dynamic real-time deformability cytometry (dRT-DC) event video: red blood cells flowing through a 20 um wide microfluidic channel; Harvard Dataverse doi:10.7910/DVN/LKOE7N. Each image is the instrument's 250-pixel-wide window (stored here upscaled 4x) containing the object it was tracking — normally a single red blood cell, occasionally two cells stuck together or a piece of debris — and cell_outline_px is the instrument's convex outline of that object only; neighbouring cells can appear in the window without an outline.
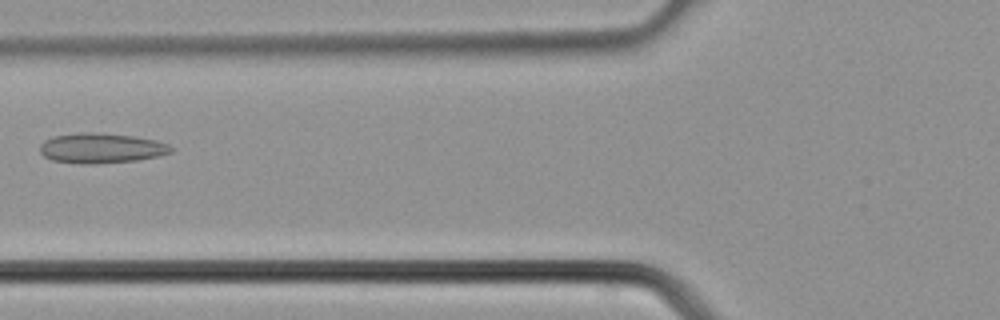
{"species": "common noctule bat (a hibernating species)", "species_latin": "Nyctalus noctula", "temperature_condition": "cold", "stored_images_in_passage": 33, "camera_frame_rate_fps": 3000, "um_per_image_px": 0.085, "animal": {"sex": "male", "body_mass_g": 21.5, "forearm_length_mm": 52.0}, "frame": {"image": 1, "passage_image": 10, "time_ms": 3.0, "image_size_px": [1000, 320], "cell_outline_px": [[176, 148], [172, 152], [156, 156], [136, 160], [92, 164], [80, 164], [52, 160], [44, 156], [40, 152], [40, 144], [44, 140], [56, 136], [84, 132], [92, 132], [136, 136], [156, 140], [168, 144]], "centroid_in_image_um": [8.62, 12.59], "position_along_channel_um": 117.2, "area_um2": 22.95}}
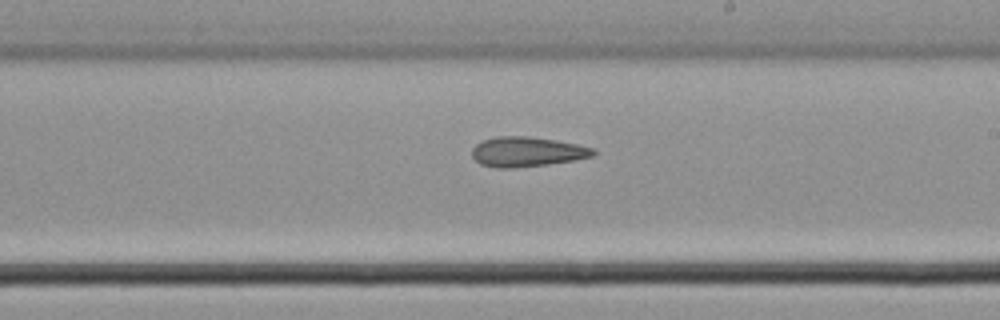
{"frame": {"image": 2, "passage_image": 17, "time_ms": 5.333, "image_size_px": [1000, 320], "cell_outline_px": [[596, 152], [592, 156], [572, 160], [548, 164], [512, 168], [496, 168], [480, 164], [472, 156], [472, 148], [476, 144], [484, 140], [496, 136], [528, 136], [556, 140], [576, 144], [592, 148]], "centroid_in_image_um": [44.75, 12.9], "position_along_channel_um": 244.3, "area_um2": 20.92}}
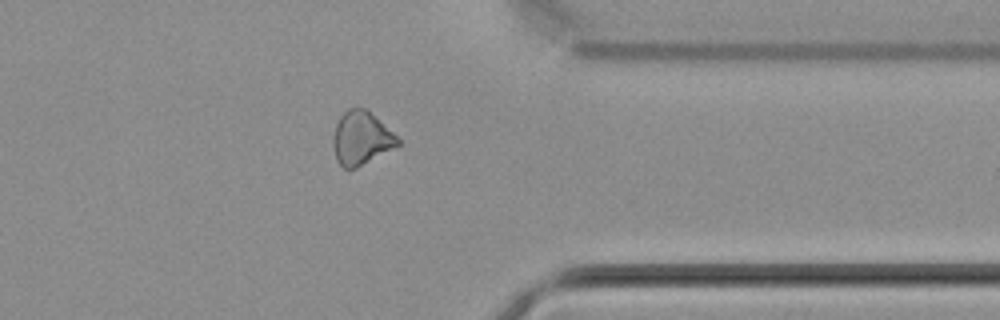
{"frame": {"image": 3, "passage_image": 25, "time_ms": 8.0, "image_size_px": [1000, 320], "cell_outline_px": [[400, 144], [356, 168], [344, 168], [336, 160], [332, 144], [332, 136], [336, 124], [340, 116], [348, 108], [364, 108], [392, 132], [400, 140]], "centroid_in_image_um": [30.65, 11.75], "position_along_channel_um": 380.7, "area_um2": 19.71}}